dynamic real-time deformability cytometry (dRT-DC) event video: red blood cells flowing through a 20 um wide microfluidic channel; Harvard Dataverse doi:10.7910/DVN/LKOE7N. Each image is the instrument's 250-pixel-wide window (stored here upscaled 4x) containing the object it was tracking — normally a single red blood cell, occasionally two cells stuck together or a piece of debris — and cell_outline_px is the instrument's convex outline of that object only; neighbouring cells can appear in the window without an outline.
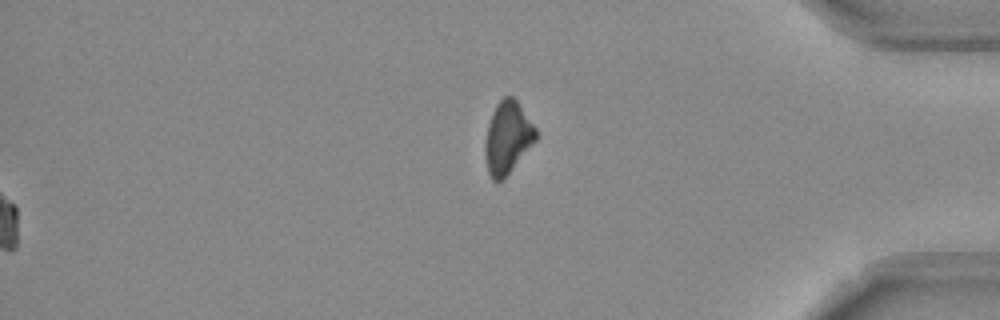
{"species": "Egyptian fruit bat (a non-hibernating species)", "species_latin": "Rousettus aegyptiacus", "temperature_condition": "room temperature", "stored_images_in_passage": 55, "segment_of_instrument_passage": [2, 2], "camera_frame_rate_fps": 3000, "um_per_image_px": 0.085, "frame": {"image": 1, "passage_image": 55, "time_ms": 18.0, "image_size_px": [1000, 320], "cell_outline_px": [[536, 140], [504, 180], [492, 180], [488, 172], [484, 152], [484, 144], [488, 124], [492, 112], [496, 104], [504, 96], [512, 96], [516, 100], [536, 128]], "centroid_in_image_um": [43.12, 11.71], "position_along_channel_um": 392.1, "area_um2": 21.33}}